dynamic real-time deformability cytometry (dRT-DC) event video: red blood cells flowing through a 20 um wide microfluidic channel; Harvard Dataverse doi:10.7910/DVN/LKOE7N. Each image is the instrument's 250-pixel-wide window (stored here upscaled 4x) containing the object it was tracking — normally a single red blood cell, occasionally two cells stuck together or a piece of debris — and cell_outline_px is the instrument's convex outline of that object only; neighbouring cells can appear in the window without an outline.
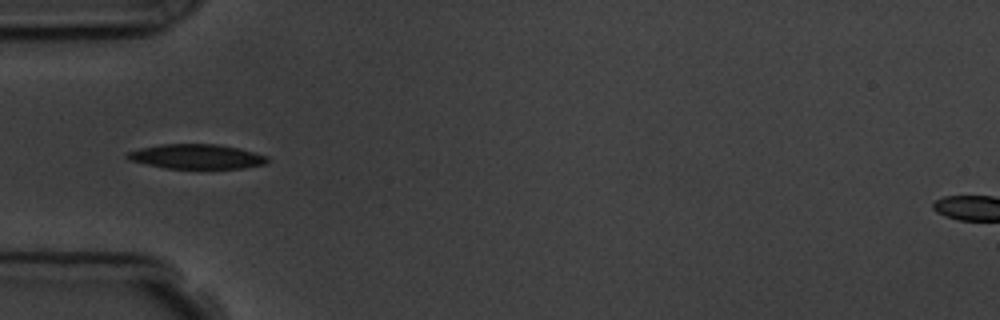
{"species": "common noctule bat (a hibernating species)", "species_latin": "Nyctalus noctula", "temperature_condition": "room temperature", "stored_images_in_passage": 7, "camera_frame_rate_fps": 3000, "um_per_image_px": 0.085, "animal": {"sex": "male", "body_mass_g": 19.5, "forearm_length_mm": 54.6}, "frame": {"image": 1, "passage_image": 4, "time_ms": 3.667, "image_size_px": [1000, 320], "cell_outline_px": [[268, 160], [264, 164], [244, 168], [164, 168], [128, 160], [124, 156], [128, 152], [140, 148], [160, 144], [216, 144], [240, 148], [268, 156]], "centroid_in_image_um": [16.68, 13.3], "position_along_channel_um": 68.3, "area_um2": 20.11}}